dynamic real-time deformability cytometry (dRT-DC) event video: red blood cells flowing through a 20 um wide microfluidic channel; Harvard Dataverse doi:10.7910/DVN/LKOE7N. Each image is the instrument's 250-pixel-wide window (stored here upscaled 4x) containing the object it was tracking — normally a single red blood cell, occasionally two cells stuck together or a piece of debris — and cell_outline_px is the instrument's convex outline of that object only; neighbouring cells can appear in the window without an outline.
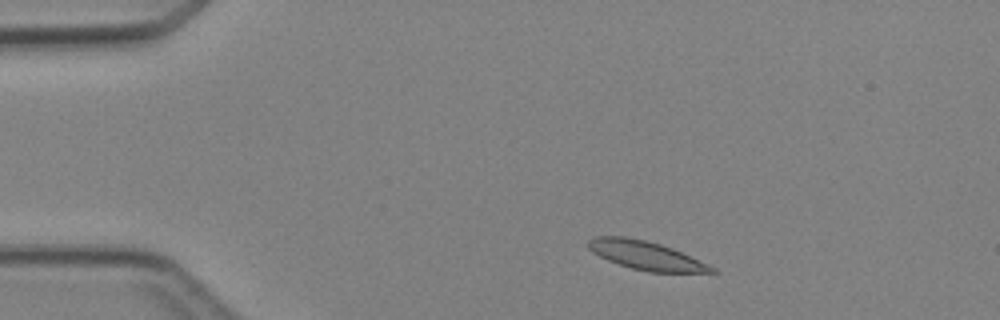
{"species": "Egyptian fruit bat (a non-hibernating species)", "species_latin": "Rousettus aegyptiacus", "temperature_condition": "cold", "stored_images_in_passage": 4, "camera_frame_rate_fps": 3000, "um_per_image_px": 0.085, "animal": {"sex": "female"}, "frame": {"image": 1, "passage_image": 1, "time_ms": 0.0, "image_size_px": [1000, 320], "cell_outline_px": [[716, 272], [648, 272], [632, 268], [608, 260], [592, 252], [588, 248], [588, 240], [596, 236], [624, 236], [644, 240], [660, 244], [672, 248], [708, 264], [716, 268]], "centroid_in_image_um": [54.88, 21.7], "position_along_channel_um": 30.1, "area_um2": 20.29}}
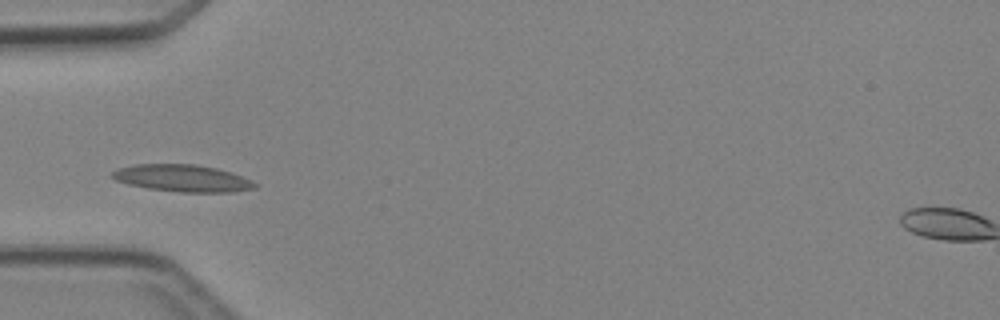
{"frame": {"image": 2, "passage_image": 3, "time_ms": 2.333, "image_size_px": [1000, 320], "cell_outline_px": [[260, 184], [256, 188], [232, 192], [180, 192], [148, 188], [128, 184], [116, 180], [108, 176], [116, 168], [136, 164], [196, 164], [216, 168], [232, 172], [252, 180]], "centroid_in_image_um": [15.52, 15.14], "position_along_channel_um": 69.5, "area_um2": 22.72}}
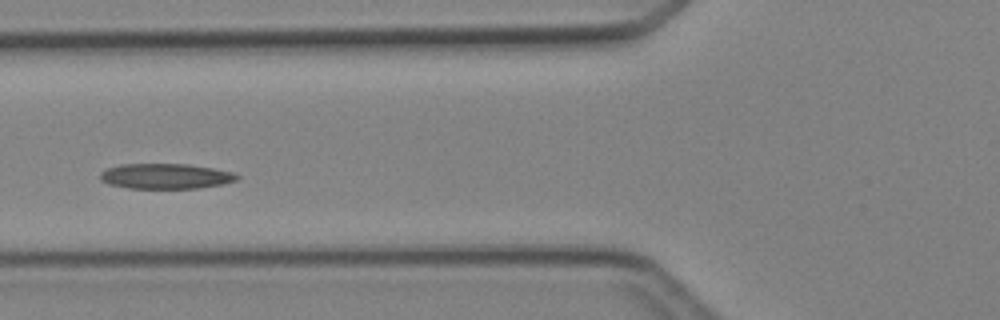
{"frame": {"image": 3, "passage_image": 4, "time_ms": 3.333, "image_size_px": [1000, 320], "cell_outline_px": [[240, 176], [236, 180], [224, 184], [200, 188], [128, 188], [108, 184], [100, 180], [100, 172], [108, 168], [120, 164], [188, 164], [236, 172]], "centroid_in_image_um": [14.1, 14.97], "position_along_channel_um": 111.7, "area_um2": 20.29}}